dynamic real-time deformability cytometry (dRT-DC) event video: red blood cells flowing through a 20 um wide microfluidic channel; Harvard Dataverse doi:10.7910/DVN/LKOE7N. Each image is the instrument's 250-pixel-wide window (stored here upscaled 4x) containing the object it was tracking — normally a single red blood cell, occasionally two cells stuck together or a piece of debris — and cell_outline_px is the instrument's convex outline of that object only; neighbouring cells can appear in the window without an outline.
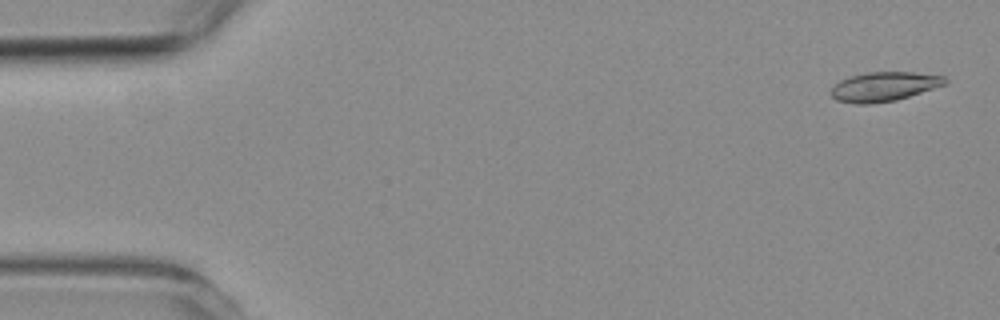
{"species": "common noctule bat (a hibernating species)", "species_latin": "Nyctalus noctula", "temperature_condition": "room temperature", "stored_images_in_passage": 55, "camera_frame_rate_fps": 3000, "um_per_image_px": 0.085, "animal": {"sex": "female", "body_mass_g": 19.3, "forearm_length_mm": 54.1}, "frame": {"image": 1, "passage_image": 2, "time_ms": 0.333, "image_size_px": [1000, 320], "cell_outline_px": [[948, 84], [896, 100], [872, 104], [856, 104], [836, 100], [828, 92], [832, 84], [840, 80], [852, 76], [868, 72], [912, 72], [944, 76], [948, 80]], "centroid_in_image_um": [75.11, 7.36], "position_along_channel_um": 9.9, "area_um2": 19.71}}
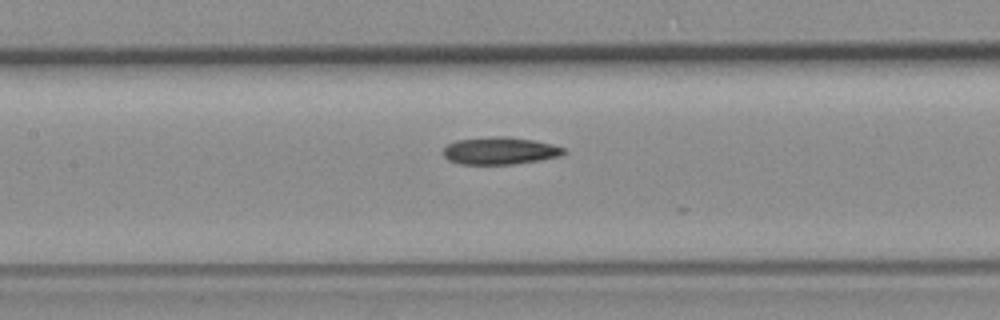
{"frame": {"image": 2, "passage_image": 25, "time_ms": 8.0, "image_size_px": [1000, 320], "cell_outline_px": [[568, 152], [560, 156], [540, 160], [512, 164], [460, 164], [448, 160], [444, 156], [444, 148], [448, 144], [456, 140], [492, 136], [508, 136], [532, 140], [552, 144], [564, 148]], "centroid_in_image_um": [42.5, 12.81], "position_along_channel_um": 164.9, "area_um2": 19.25}}
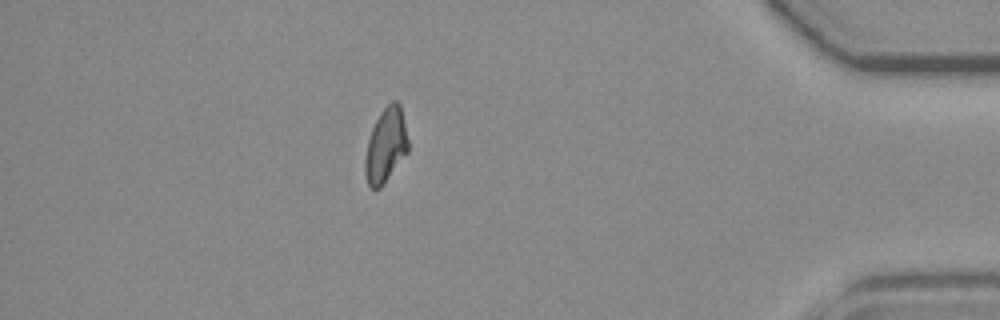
{"frame": {"image": 3, "passage_image": 48, "time_ms": 15.667, "image_size_px": [1000, 320], "cell_outline_px": [[408, 152], [380, 188], [372, 188], [368, 184], [364, 172], [364, 160], [368, 140], [372, 128], [380, 112], [392, 100], [396, 100], [400, 104], [408, 140]], "centroid_in_image_um": [32.78, 12.35], "position_along_channel_um": 402.4, "area_um2": 18.55}, "authors_computed_cell_mechanics": {"area_um2": 19.2474, "velocity_mm_per_s": 3.7153, "shape_relaxation_time_tau1_ms": null, "shape_relaxation_time_tau2_ms": 6.4004, "deformation_change_tau1": null, "deformation_change_tau2": 0.1377}}